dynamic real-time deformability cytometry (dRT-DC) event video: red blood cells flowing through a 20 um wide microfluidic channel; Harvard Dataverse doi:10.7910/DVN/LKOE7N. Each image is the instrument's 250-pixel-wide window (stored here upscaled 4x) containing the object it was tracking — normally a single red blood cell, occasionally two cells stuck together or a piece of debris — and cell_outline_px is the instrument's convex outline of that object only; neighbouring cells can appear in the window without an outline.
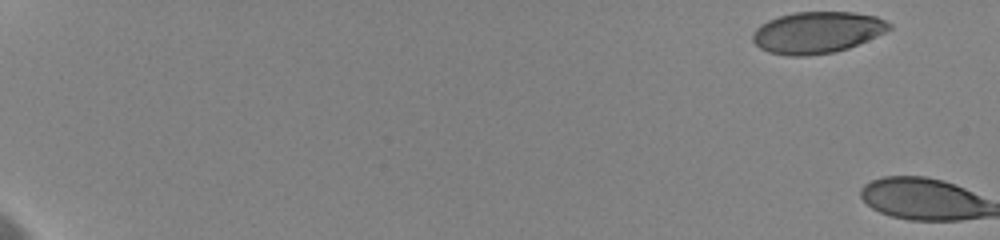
{"species": "human", "species_latin": "Homo sapiens", "temperature_condition": "cold", "stored_images_in_passage": 2, "camera_frame_rate_fps": 3000, "um_per_image_px": 0.085, "donor": {"sex": "female"}, "frame": {"image": 1, "passage_image": 1, "time_ms": 0.0, "image_size_px": [1000, 240], "cell_outline_px": [[892, 28], [876, 36], [848, 48], [832, 52], [808, 56], [788, 56], [768, 52], [760, 48], [752, 40], [752, 36], [756, 28], [760, 24], [768, 20], [792, 12], [852, 12], [876, 16], [892, 24]], "centroid_in_image_um": [69.43, 2.75], "position_along_channel_um": 15.6, "area_um2": 33.0}}